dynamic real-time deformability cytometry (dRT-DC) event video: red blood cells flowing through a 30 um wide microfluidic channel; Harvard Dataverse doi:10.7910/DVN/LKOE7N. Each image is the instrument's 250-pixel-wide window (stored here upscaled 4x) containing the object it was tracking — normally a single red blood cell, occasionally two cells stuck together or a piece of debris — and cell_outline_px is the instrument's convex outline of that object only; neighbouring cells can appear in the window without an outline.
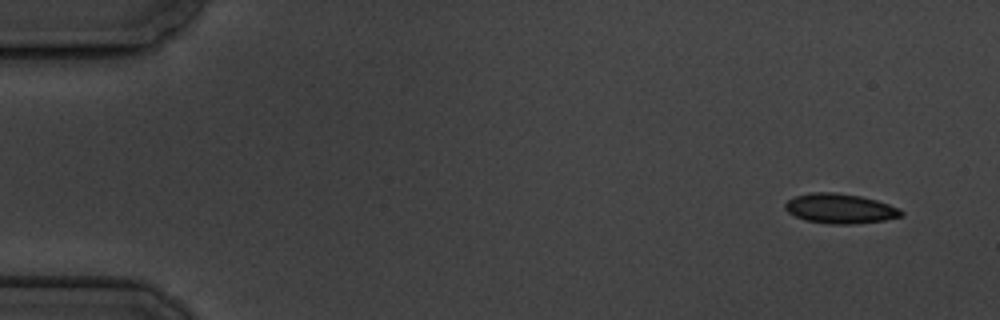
{"species": "common noctule bat (a hibernating species)", "species_latin": "Nyctalus noctula", "temperature_condition": "cold", "stored_images_in_passage": 4, "camera_frame_rate_fps": 3000, "um_per_image_px": 0.085, "animal": {"sex": "male", "body_mass_g": 19.5, "forearm_length_mm": 54.6}, "frame": {"image": 1, "passage_image": 1, "time_ms": 0.0, "image_size_px": [1000, 320], "cell_outline_px": [[904, 216], [884, 220], [852, 224], [832, 224], [804, 220], [788, 212], [784, 208], [784, 204], [788, 200], [796, 196], [812, 192], [836, 192], [860, 196], [876, 200], [900, 208], [904, 212]], "centroid_in_image_um": [71.42, 17.73], "position_along_channel_um": 13.6, "area_um2": 20.17}}
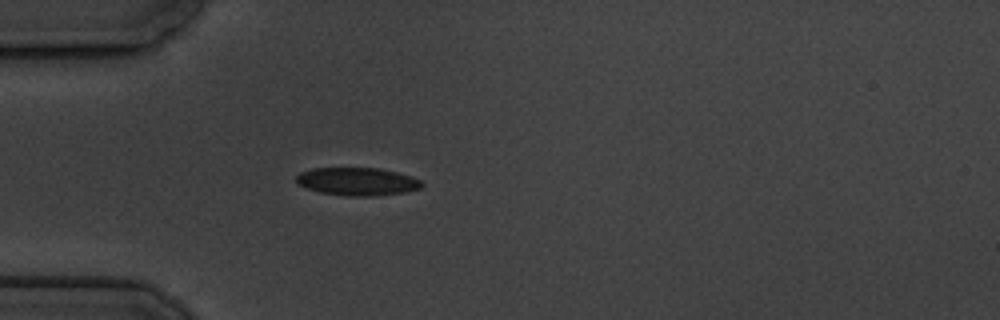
{"frame": {"image": 2, "passage_image": 4, "time_ms": 4.333, "image_size_px": [1000, 320], "cell_outline_px": [[424, 184], [420, 188], [404, 192], [376, 196], [352, 196], [320, 192], [308, 188], [300, 184], [296, 180], [296, 176], [300, 172], [312, 168], [380, 168], [412, 176], [420, 180]], "centroid_in_image_um": [30.4, 15.42], "position_along_channel_um": 54.6, "area_um2": 20.29}}